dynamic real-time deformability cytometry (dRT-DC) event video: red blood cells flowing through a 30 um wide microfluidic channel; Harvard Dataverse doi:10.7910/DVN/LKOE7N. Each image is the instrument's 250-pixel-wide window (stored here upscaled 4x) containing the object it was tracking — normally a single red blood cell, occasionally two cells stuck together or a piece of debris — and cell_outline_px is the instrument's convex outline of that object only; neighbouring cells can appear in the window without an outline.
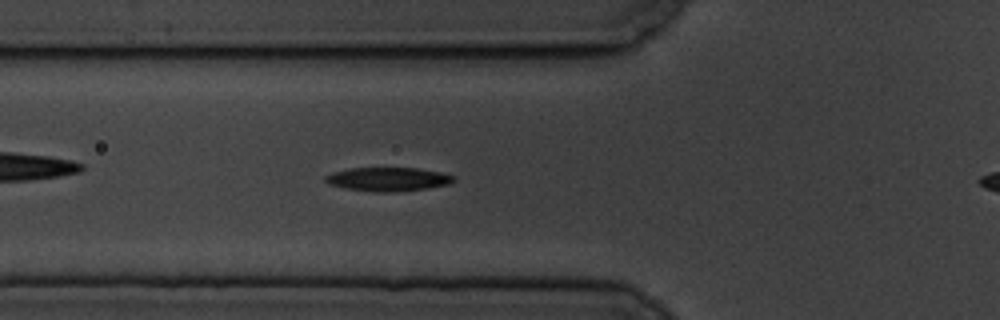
{"species": "common noctule bat (a hibernating species)", "species_latin": "Nyctalus noctula", "temperature_condition": "cold", "stored_images_in_passage": 44, "camera_frame_rate_fps": 3000, "um_per_image_px": 0.085, "animal": {"sex": "male", "body_mass_g": 19.5, "forearm_length_mm": 54.6}, "frame": {"image": 1, "passage_image": 13, "time_ms": 4.0, "image_size_px": [1000, 320], "cell_outline_px": [[456, 180], [452, 184], [428, 188], [392, 192], [376, 192], [344, 188], [328, 184], [324, 180], [324, 176], [332, 172], [348, 168], [420, 168], [440, 172], [456, 176]], "centroid_in_image_um": [33.0, 15.23], "position_along_channel_um": 92.8, "area_um2": 18.03}}
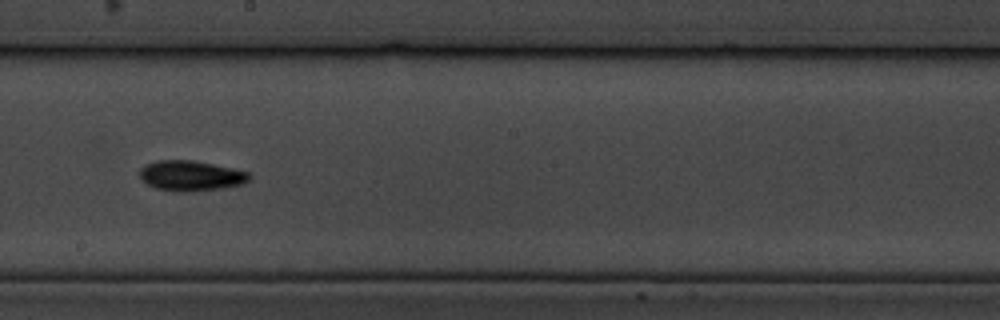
{"frame": {"image": 2, "passage_image": 25, "time_ms": 8.0, "image_size_px": [1000, 320], "cell_outline_px": [[252, 176], [244, 184], [224, 188], [188, 192], [176, 192], [156, 188], [148, 184], [140, 176], [140, 168], [144, 164], [156, 160], [192, 160], [232, 168], [248, 172]], "centroid_in_image_um": [16.23, 14.94], "position_along_channel_um": 232.0, "area_um2": 19.42}}
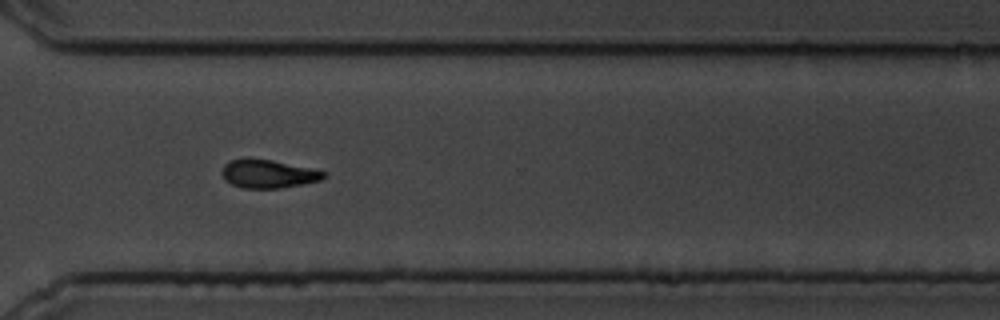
{"frame": {"image": 3, "passage_image": 35, "time_ms": 11.333, "image_size_px": [1000, 320], "cell_outline_px": [[328, 176], [320, 180], [304, 184], [280, 188], [244, 188], [232, 184], [224, 180], [220, 172], [224, 164], [228, 160], [248, 156], [272, 160], [312, 168], [328, 172]], "centroid_in_image_um": [22.77, 14.75], "position_along_channel_um": 347.8, "area_um2": 17.4}}